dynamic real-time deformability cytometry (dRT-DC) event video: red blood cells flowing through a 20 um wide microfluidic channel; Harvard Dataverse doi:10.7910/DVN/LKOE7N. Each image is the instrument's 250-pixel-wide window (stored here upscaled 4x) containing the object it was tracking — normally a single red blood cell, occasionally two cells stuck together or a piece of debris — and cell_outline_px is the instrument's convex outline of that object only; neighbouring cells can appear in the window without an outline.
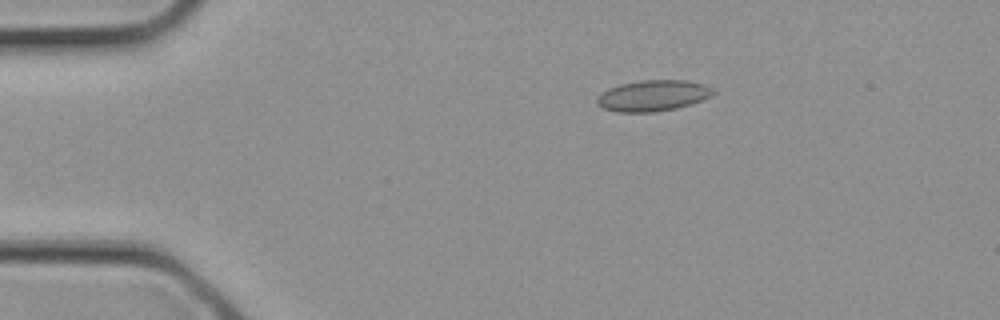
{"species": "common noctule bat (a hibernating species)", "species_latin": "Nyctalus noctula", "temperature_condition": "cold", "stored_images_in_passage": 3, "camera_frame_rate_fps": 3000, "um_per_image_px": 0.085, "animal": {"sex": "female", "body_mass_g": 21.9}, "frame": {"image": 1, "passage_image": 3, "time_ms": 0.667, "image_size_px": [1000, 320], "cell_outline_px": [[716, 92], [712, 96], [676, 108], [652, 112], [616, 112], [604, 108], [596, 104], [596, 96], [600, 92], [608, 88], [620, 84], [640, 80], [688, 80], [704, 84], [716, 88]], "centroid_in_image_um": [55.49, 8.11], "position_along_channel_um": 29.5, "area_um2": 21.21}}